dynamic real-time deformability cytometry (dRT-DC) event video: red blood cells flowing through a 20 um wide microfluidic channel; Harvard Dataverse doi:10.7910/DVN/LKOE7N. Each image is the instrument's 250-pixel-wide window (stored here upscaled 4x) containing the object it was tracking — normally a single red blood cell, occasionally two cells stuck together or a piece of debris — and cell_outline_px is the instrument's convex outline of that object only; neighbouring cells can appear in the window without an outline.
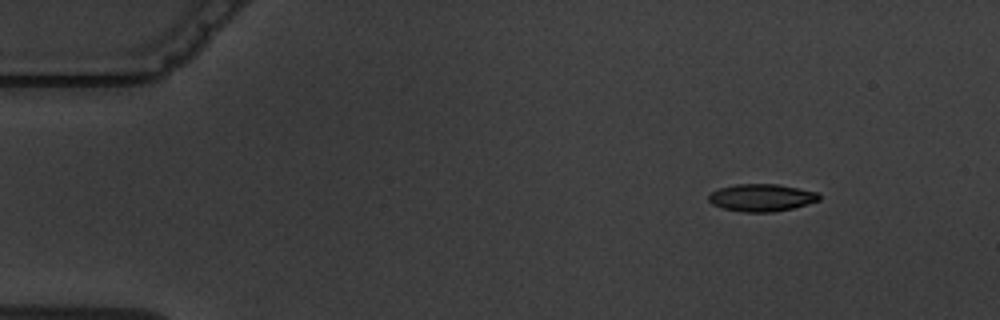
{"species": "common noctule bat (a hibernating species)", "species_latin": "Nyctalus noctula", "temperature_condition": "warm", "stored_images_in_passage": 6, "segment_of_instrument_passage": [2, 2], "camera_frame_rate_fps": 3000, "um_per_image_px": 0.085, "animal": {"sex": "male", "body_mass_g": 19.5, "forearm_length_mm": 54.6}, "frame": {"image": 1, "passage_image": 6, "time_ms": 7.0, "image_size_px": [1000, 320], "cell_outline_px": [[820, 200], [808, 204], [792, 208], [772, 212], [744, 212], [724, 208], [712, 204], [708, 200], [708, 196], [712, 192], [720, 188], [736, 184], [776, 184], [816, 192], [820, 196]], "centroid_in_image_um": [64.72, 16.8], "position_along_channel_um": 20.3, "area_um2": 17.4}}